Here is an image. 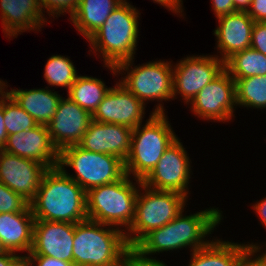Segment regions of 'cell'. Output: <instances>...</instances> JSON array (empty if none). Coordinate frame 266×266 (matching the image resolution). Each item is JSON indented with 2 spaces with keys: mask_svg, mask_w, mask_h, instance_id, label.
<instances>
[{
  "mask_svg": "<svg viewBox=\"0 0 266 266\" xmlns=\"http://www.w3.org/2000/svg\"><path fill=\"white\" fill-rule=\"evenodd\" d=\"M183 213L184 210L166 225L148 233L133 250L141 258L155 260L152 256L157 253L187 247L193 252L207 246L212 240H207L206 236L218 227L223 219V212L209 207L194 214Z\"/></svg>",
  "mask_w": 266,
  "mask_h": 266,
  "instance_id": "1",
  "label": "cell"
},
{
  "mask_svg": "<svg viewBox=\"0 0 266 266\" xmlns=\"http://www.w3.org/2000/svg\"><path fill=\"white\" fill-rule=\"evenodd\" d=\"M30 207L35 220L76 224L87 219L86 191L59 166L45 171Z\"/></svg>",
  "mask_w": 266,
  "mask_h": 266,
  "instance_id": "2",
  "label": "cell"
},
{
  "mask_svg": "<svg viewBox=\"0 0 266 266\" xmlns=\"http://www.w3.org/2000/svg\"><path fill=\"white\" fill-rule=\"evenodd\" d=\"M140 11L124 0L109 15L105 23L88 40L90 52H98L104 65L117 66L126 60L135 59Z\"/></svg>",
  "mask_w": 266,
  "mask_h": 266,
  "instance_id": "3",
  "label": "cell"
},
{
  "mask_svg": "<svg viewBox=\"0 0 266 266\" xmlns=\"http://www.w3.org/2000/svg\"><path fill=\"white\" fill-rule=\"evenodd\" d=\"M130 250L119 228L90 219L75 224L74 266H117Z\"/></svg>",
  "mask_w": 266,
  "mask_h": 266,
  "instance_id": "4",
  "label": "cell"
},
{
  "mask_svg": "<svg viewBox=\"0 0 266 266\" xmlns=\"http://www.w3.org/2000/svg\"><path fill=\"white\" fill-rule=\"evenodd\" d=\"M130 179L125 174L115 182L89 189L86 192L87 219L119 228L125 233L134 220L136 199L142 183L141 180L135 179V183Z\"/></svg>",
  "mask_w": 266,
  "mask_h": 266,
  "instance_id": "5",
  "label": "cell"
},
{
  "mask_svg": "<svg viewBox=\"0 0 266 266\" xmlns=\"http://www.w3.org/2000/svg\"><path fill=\"white\" fill-rule=\"evenodd\" d=\"M133 62L132 58L121 62L116 67L108 65L104 67H107L112 75L114 74L113 76L125 74L120 77L119 83L145 105L148 104L146 101L160 102L153 109V113H165L163 101L173 100V64H171L173 62L159 59L134 67Z\"/></svg>",
  "mask_w": 266,
  "mask_h": 266,
  "instance_id": "6",
  "label": "cell"
},
{
  "mask_svg": "<svg viewBox=\"0 0 266 266\" xmlns=\"http://www.w3.org/2000/svg\"><path fill=\"white\" fill-rule=\"evenodd\" d=\"M143 125L132 130L131 152L125 172L133 180H143L157 165L165 150L178 138L166 113H150Z\"/></svg>",
  "mask_w": 266,
  "mask_h": 266,
  "instance_id": "7",
  "label": "cell"
},
{
  "mask_svg": "<svg viewBox=\"0 0 266 266\" xmlns=\"http://www.w3.org/2000/svg\"><path fill=\"white\" fill-rule=\"evenodd\" d=\"M187 199L179 192L155 190L141 183L134 220L125 232L129 248L133 249L148 233L172 221L185 210Z\"/></svg>",
  "mask_w": 266,
  "mask_h": 266,
  "instance_id": "8",
  "label": "cell"
},
{
  "mask_svg": "<svg viewBox=\"0 0 266 266\" xmlns=\"http://www.w3.org/2000/svg\"><path fill=\"white\" fill-rule=\"evenodd\" d=\"M58 166L86 192L115 182L126 174L125 162L117 156L90 152L78 145H71L60 151ZM65 166L72 168L76 174H68Z\"/></svg>",
  "mask_w": 266,
  "mask_h": 266,
  "instance_id": "9",
  "label": "cell"
},
{
  "mask_svg": "<svg viewBox=\"0 0 266 266\" xmlns=\"http://www.w3.org/2000/svg\"><path fill=\"white\" fill-rule=\"evenodd\" d=\"M224 70L217 55H191L173 64V100L179 95L184 104L191 100Z\"/></svg>",
  "mask_w": 266,
  "mask_h": 266,
  "instance_id": "10",
  "label": "cell"
},
{
  "mask_svg": "<svg viewBox=\"0 0 266 266\" xmlns=\"http://www.w3.org/2000/svg\"><path fill=\"white\" fill-rule=\"evenodd\" d=\"M190 163L187 151L177 138L142 180V184L155 190L179 192L188 198L192 172Z\"/></svg>",
  "mask_w": 266,
  "mask_h": 266,
  "instance_id": "11",
  "label": "cell"
},
{
  "mask_svg": "<svg viewBox=\"0 0 266 266\" xmlns=\"http://www.w3.org/2000/svg\"><path fill=\"white\" fill-rule=\"evenodd\" d=\"M234 106L237 107L235 80L225 69L190 102L195 117L223 123L235 117Z\"/></svg>",
  "mask_w": 266,
  "mask_h": 266,
  "instance_id": "12",
  "label": "cell"
},
{
  "mask_svg": "<svg viewBox=\"0 0 266 266\" xmlns=\"http://www.w3.org/2000/svg\"><path fill=\"white\" fill-rule=\"evenodd\" d=\"M147 106L119 82L109 90L92 114L93 121L136 128L142 124Z\"/></svg>",
  "mask_w": 266,
  "mask_h": 266,
  "instance_id": "13",
  "label": "cell"
},
{
  "mask_svg": "<svg viewBox=\"0 0 266 266\" xmlns=\"http://www.w3.org/2000/svg\"><path fill=\"white\" fill-rule=\"evenodd\" d=\"M47 168L34 160L0 150V182L18 193L29 204L35 199Z\"/></svg>",
  "mask_w": 266,
  "mask_h": 266,
  "instance_id": "14",
  "label": "cell"
},
{
  "mask_svg": "<svg viewBox=\"0 0 266 266\" xmlns=\"http://www.w3.org/2000/svg\"><path fill=\"white\" fill-rule=\"evenodd\" d=\"M92 121V114L69 97H62L55 115L46 126L53 145L60 152L65 147L77 145Z\"/></svg>",
  "mask_w": 266,
  "mask_h": 266,
  "instance_id": "15",
  "label": "cell"
},
{
  "mask_svg": "<svg viewBox=\"0 0 266 266\" xmlns=\"http://www.w3.org/2000/svg\"><path fill=\"white\" fill-rule=\"evenodd\" d=\"M75 224L35 220L33 243L27 256H50L73 263Z\"/></svg>",
  "mask_w": 266,
  "mask_h": 266,
  "instance_id": "16",
  "label": "cell"
},
{
  "mask_svg": "<svg viewBox=\"0 0 266 266\" xmlns=\"http://www.w3.org/2000/svg\"><path fill=\"white\" fill-rule=\"evenodd\" d=\"M3 151L43 164L47 169L59 164V151L53 145L46 125L10 134Z\"/></svg>",
  "mask_w": 266,
  "mask_h": 266,
  "instance_id": "17",
  "label": "cell"
},
{
  "mask_svg": "<svg viewBox=\"0 0 266 266\" xmlns=\"http://www.w3.org/2000/svg\"><path fill=\"white\" fill-rule=\"evenodd\" d=\"M132 130L123 125L92 121L77 145L90 152L117 156L125 162L131 152Z\"/></svg>",
  "mask_w": 266,
  "mask_h": 266,
  "instance_id": "18",
  "label": "cell"
},
{
  "mask_svg": "<svg viewBox=\"0 0 266 266\" xmlns=\"http://www.w3.org/2000/svg\"><path fill=\"white\" fill-rule=\"evenodd\" d=\"M217 20L219 24L213 34L217 39L219 59L225 62L233 54L250 48L254 20L247 11H236Z\"/></svg>",
  "mask_w": 266,
  "mask_h": 266,
  "instance_id": "19",
  "label": "cell"
},
{
  "mask_svg": "<svg viewBox=\"0 0 266 266\" xmlns=\"http://www.w3.org/2000/svg\"><path fill=\"white\" fill-rule=\"evenodd\" d=\"M0 19L3 33L10 38H17L25 31H41L47 25L39 0H0Z\"/></svg>",
  "mask_w": 266,
  "mask_h": 266,
  "instance_id": "20",
  "label": "cell"
},
{
  "mask_svg": "<svg viewBox=\"0 0 266 266\" xmlns=\"http://www.w3.org/2000/svg\"><path fill=\"white\" fill-rule=\"evenodd\" d=\"M35 218L30 204L21 212L0 214V240L6 251L26 252V257L33 243Z\"/></svg>",
  "mask_w": 266,
  "mask_h": 266,
  "instance_id": "21",
  "label": "cell"
},
{
  "mask_svg": "<svg viewBox=\"0 0 266 266\" xmlns=\"http://www.w3.org/2000/svg\"><path fill=\"white\" fill-rule=\"evenodd\" d=\"M260 246L258 243L239 244L213 238L207 246L191 252L188 266H239L252 249Z\"/></svg>",
  "mask_w": 266,
  "mask_h": 266,
  "instance_id": "22",
  "label": "cell"
},
{
  "mask_svg": "<svg viewBox=\"0 0 266 266\" xmlns=\"http://www.w3.org/2000/svg\"><path fill=\"white\" fill-rule=\"evenodd\" d=\"M6 84L7 81L4 83V90L38 124L47 125L52 120L62 95L60 96L58 92L54 91V89H48V87L29 90L10 88L8 90Z\"/></svg>",
  "mask_w": 266,
  "mask_h": 266,
  "instance_id": "23",
  "label": "cell"
},
{
  "mask_svg": "<svg viewBox=\"0 0 266 266\" xmlns=\"http://www.w3.org/2000/svg\"><path fill=\"white\" fill-rule=\"evenodd\" d=\"M124 0H79L74 15L69 18L75 29L89 39L105 23L109 15Z\"/></svg>",
  "mask_w": 266,
  "mask_h": 266,
  "instance_id": "24",
  "label": "cell"
},
{
  "mask_svg": "<svg viewBox=\"0 0 266 266\" xmlns=\"http://www.w3.org/2000/svg\"><path fill=\"white\" fill-rule=\"evenodd\" d=\"M111 88L107 87L104 81L99 78L78 75L67 92V97L93 114Z\"/></svg>",
  "mask_w": 266,
  "mask_h": 266,
  "instance_id": "25",
  "label": "cell"
},
{
  "mask_svg": "<svg viewBox=\"0 0 266 266\" xmlns=\"http://www.w3.org/2000/svg\"><path fill=\"white\" fill-rule=\"evenodd\" d=\"M224 69L233 79L266 75V55L250 47L229 57Z\"/></svg>",
  "mask_w": 266,
  "mask_h": 266,
  "instance_id": "26",
  "label": "cell"
},
{
  "mask_svg": "<svg viewBox=\"0 0 266 266\" xmlns=\"http://www.w3.org/2000/svg\"><path fill=\"white\" fill-rule=\"evenodd\" d=\"M234 80L237 107L266 108V75Z\"/></svg>",
  "mask_w": 266,
  "mask_h": 266,
  "instance_id": "27",
  "label": "cell"
},
{
  "mask_svg": "<svg viewBox=\"0 0 266 266\" xmlns=\"http://www.w3.org/2000/svg\"><path fill=\"white\" fill-rule=\"evenodd\" d=\"M44 79L51 87L65 88L67 92L78 77L77 70L69 57L52 55L44 68Z\"/></svg>",
  "mask_w": 266,
  "mask_h": 266,
  "instance_id": "28",
  "label": "cell"
},
{
  "mask_svg": "<svg viewBox=\"0 0 266 266\" xmlns=\"http://www.w3.org/2000/svg\"><path fill=\"white\" fill-rule=\"evenodd\" d=\"M3 114L7 135L32 129L38 125L5 90H3Z\"/></svg>",
  "mask_w": 266,
  "mask_h": 266,
  "instance_id": "29",
  "label": "cell"
},
{
  "mask_svg": "<svg viewBox=\"0 0 266 266\" xmlns=\"http://www.w3.org/2000/svg\"><path fill=\"white\" fill-rule=\"evenodd\" d=\"M29 203L0 182V214L23 211Z\"/></svg>",
  "mask_w": 266,
  "mask_h": 266,
  "instance_id": "30",
  "label": "cell"
},
{
  "mask_svg": "<svg viewBox=\"0 0 266 266\" xmlns=\"http://www.w3.org/2000/svg\"><path fill=\"white\" fill-rule=\"evenodd\" d=\"M79 0H39L43 13H48L51 17H60L64 13L68 14L70 18L76 12ZM46 9V11H45ZM61 14V15H60Z\"/></svg>",
  "mask_w": 266,
  "mask_h": 266,
  "instance_id": "31",
  "label": "cell"
},
{
  "mask_svg": "<svg viewBox=\"0 0 266 266\" xmlns=\"http://www.w3.org/2000/svg\"><path fill=\"white\" fill-rule=\"evenodd\" d=\"M250 47L266 55V22H254Z\"/></svg>",
  "mask_w": 266,
  "mask_h": 266,
  "instance_id": "32",
  "label": "cell"
},
{
  "mask_svg": "<svg viewBox=\"0 0 266 266\" xmlns=\"http://www.w3.org/2000/svg\"><path fill=\"white\" fill-rule=\"evenodd\" d=\"M117 266H168L160 260H150L141 258L133 249H131L119 262Z\"/></svg>",
  "mask_w": 266,
  "mask_h": 266,
  "instance_id": "33",
  "label": "cell"
},
{
  "mask_svg": "<svg viewBox=\"0 0 266 266\" xmlns=\"http://www.w3.org/2000/svg\"><path fill=\"white\" fill-rule=\"evenodd\" d=\"M32 266H74L72 262L58 260L50 256H26Z\"/></svg>",
  "mask_w": 266,
  "mask_h": 266,
  "instance_id": "34",
  "label": "cell"
},
{
  "mask_svg": "<svg viewBox=\"0 0 266 266\" xmlns=\"http://www.w3.org/2000/svg\"><path fill=\"white\" fill-rule=\"evenodd\" d=\"M247 12L254 22H266V0H252Z\"/></svg>",
  "mask_w": 266,
  "mask_h": 266,
  "instance_id": "35",
  "label": "cell"
},
{
  "mask_svg": "<svg viewBox=\"0 0 266 266\" xmlns=\"http://www.w3.org/2000/svg\"><path fill=\"white\" fill-rule=\"evenodd\" d=\"M210 1L212 4V10L216 18L237 11L234 7L233 0H210Z\"/></svg>",
  "mask_w": 266,
  "mask_h": 266,
  "instance_id": "36",
  "label": "cell"
},
{
  "mask_svg": "<svg viewBox=\"0 0 266 266\" xmlns=\"http://www.w3.org/2000/svg\"><path fill=\"white\" fill-rule=\"evenodd\" d=\"M239 266H266V258L262 254L260 255L257 249H252L242 259Z\"/></svg>",
  "mask_w": 266,
  "mask_h": 266,
  "instance_id": "37",
  "label": "cell"
},
{
  "mask_svg": "<svg viewBox=\"0 0 266 266\" xmlns=\"http://www.w3.org/2000/svg\"><path fill=\"white\" fill-rule=\"evenodd\" d=\"M154 3L160 4L164 8L168 9L172 13H175L181 17L184 16L183 0H152Z\"/></svg>",
  "mask_w": 266,
  "mask_h": 266,
  "instance_id": "38",
  "label": "cell"
},
{
  "mask_svg": "<svg viewBox=\"0 0 266 266\" xmlns=\"http://www.w3.org/2000/svg\"><path fill=\"white\" fill-rule=\"evenodd\" d=\"M7 130L5 127L4 114H3V91L0 94V150L3 149L7 140Z\"/></svg>",
  "mask_w": 266,
  "mask_h": 266,
  "instance_id": "39",
  "label": "cell"
},
{
  "mask_svg": "<svg viewBox=\"0 0 266 266\" xmlns=\"http://www.w3.org/2000/svg\"><path fill=\"white\" fill-rule=\"evenodd\" d=\"M256 202L257 203L252 205V208L255 211V214L257 213V217H260L259 221L262 224V227L264 226L266 229V197L260 201L257 200Z\"/></svg>",
  "mask_w": 266,
  "mask_h": 266,
  "instance_id": "40",
  "label": "cell"
},
{
  "mask_svg": "<svg viewBox=\"0 0 266 266\" xmlns=\"http://www.w3.org/2000/svg\"><path fill=\"white\" fill-rule=\"evenodd\" d=\"M23 255L6 251L0 255V266H13Z\"/></svg>",
  "mask_w": 266,
  "mask_h": 266,
  "instance_id": "41",
  "label": "cell"
},
{
  "mask_svg": "<svg viewBox=\"0 0 266 266\" xmlns=\"http://www.w3.org/2000/svg\"><path fill=\"white\" fill-rule=\"evenodd\" d=\"M252 0H233L237 11H247L250 8Z\"/></svg>",
  "mask_w": 266,
  "mask_h": 266,
  "instance_id": "42",
  "label": "cell"
},
{
  "mask_svg": "<svg viewBox=\"0 0 266 266\" xmlns=\"http://www.w3.org/2000/svg\"><path fill=\"white\" fill-rule=\"evenodd\" d=\"M13 266H32L27 257H21Z\"/></svg>",
  "mask_w": 266,
  "mask_h": 266,
  "instance_id": "43",
  "label": "cell"
},
{
  "mask_svg": "<svg viewBox=\"0 0 266 266\" xmlns=\"http://www.w3.org/2000/svg\"><path fill=\"white\" fill-rule=\"evenodd\" d=\"M4 83H5V81H3L2 79H0V94L4 90Z\"/></svg>",
  "mask_w": 266,
  "mask_h": 266,
  "instance_id": "44",
  "label": "cell"
},
{
  "mask_svg": "<svg viewBox=\"0 0 266 266\" xmlns=\"http://www.w3.org/2000/svg\"><path fill=\"white\" fill-rule=\"evenodd\" d=\"M4 252H6V250L4 249L2 242L0 240V255L3 254Z\"/></svg>",
  "mask_w": 266,
  "mask_h": 266,
  "instance_id": "45",
  "label": "cell"
},
{
  "mask_svg": "<svg viewBox=\"0 0 266 266\" xmlns=\"http://www.w3.org/2000/svg\"><path fill=\"white\" fill-rule=\"evenodd\" d=\"M257 250H258V252H260V254H262V255L266 258V250H265V252L262 253V251H263V247H262V248L259 247V248H257ZM261 250H262V251H261Z\"/></svg>",
  "mask_w": 266,
  "mask_h": 266,
  "instance_id": "46",
  "label": "cell"
}]
</instances>
